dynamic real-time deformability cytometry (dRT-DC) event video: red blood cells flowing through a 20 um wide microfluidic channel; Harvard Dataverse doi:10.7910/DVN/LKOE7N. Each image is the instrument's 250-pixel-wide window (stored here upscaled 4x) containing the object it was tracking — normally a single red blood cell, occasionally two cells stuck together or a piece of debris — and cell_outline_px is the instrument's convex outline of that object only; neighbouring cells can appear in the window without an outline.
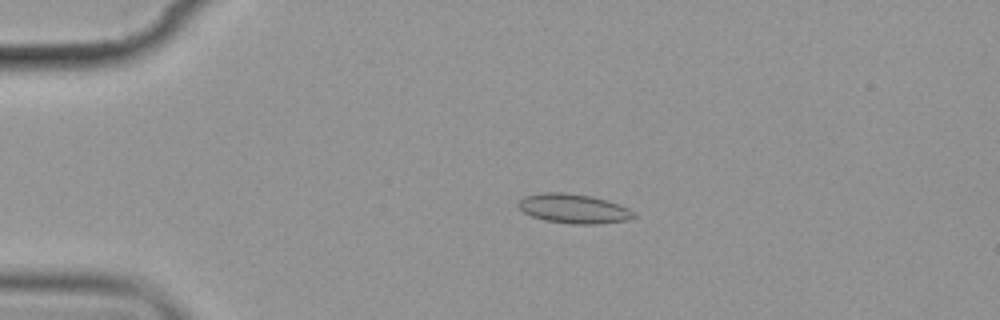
{"species": "common noctule bat (a hibernating species)", "species_latin": "Nyctalus noctula", "temperature_condition": "cold", "stored_images_in_passage": 6, "camera_frame_rate_fps": 3000, "um_per_image_px": 0.085, "animal": {"sex": "female", "body_mass_g": 19.9}, "frame": {"image": 1, "passage_image": 4, "time_ms": 3.333, "image_size_px": [1000, 320], "cell_outline_px": [[636, 216], [628, 220], [600, 224], [572, 224], [544, 220], [532, 216], [524, 212], [516, 204], [524, 196], [544, 192], [568, 192], [592, 196], [608, 200], [628, 208], [636, 212]], "centroid_in_image_um": [48.78, 17.73], "position_along_channel_um": 36.2, "area_um2": 20.0}}
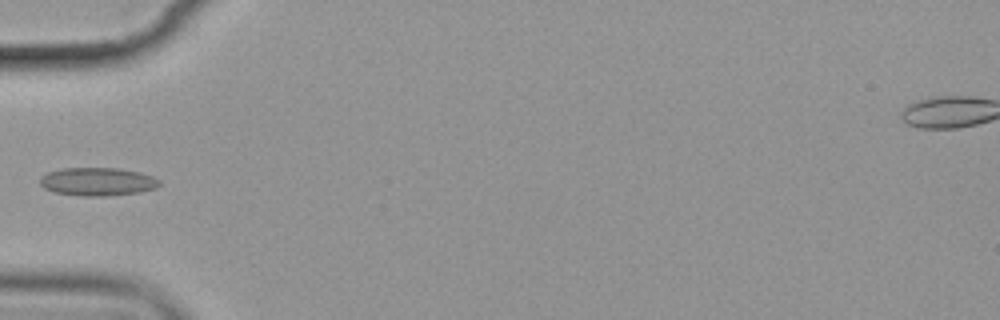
{"frame": {"image": 2, "passage_image": 6, "time_ms": 5.667, "image_size_px": [1000, 320], "cell_outline_px": [[160, 184], [156, 188], [140, 192], [104, 196], [84, 196], [52, 192], [44, 188], [40, 184], [40, 176], [48, 172], [64, 168], [120, 168], [140, 172], [152, 176], [160, 180]], "centroid_in_image_um": [8.29, 15.44], "position_along_channel_um": 76.7, "area_um2": 19.71}}